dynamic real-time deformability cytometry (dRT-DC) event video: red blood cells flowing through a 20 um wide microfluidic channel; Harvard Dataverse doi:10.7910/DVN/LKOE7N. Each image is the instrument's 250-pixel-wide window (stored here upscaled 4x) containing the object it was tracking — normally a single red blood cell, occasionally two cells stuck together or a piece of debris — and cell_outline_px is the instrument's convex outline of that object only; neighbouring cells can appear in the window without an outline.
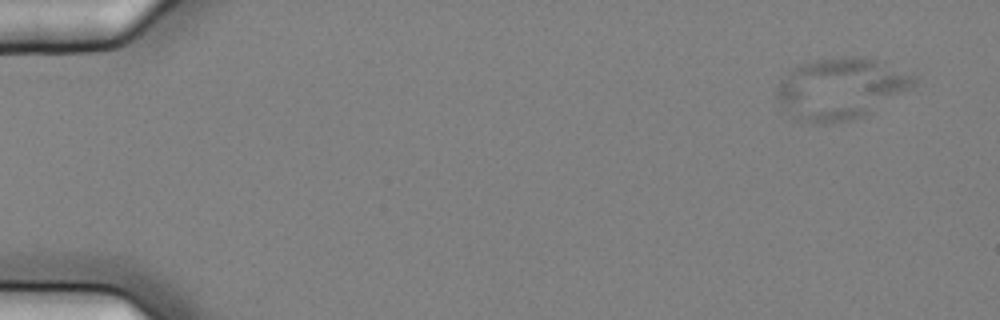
{"species": "common noctule bat (a hibernating species)", "species_latin": "Nyctalus noctula", "temperature_condition": "cold", "stored_images_in_passage": 6, "camera_frame_rate_fps": 3000, "um_per_image_px": 0.085, "animal": {"sex": "female", "body_mass_g": 25.1}, "frame": {"image": 1, "passage_image": 2, "time_ms": 0.333, "image_size_px": [1000, 320], "cell_outline_px": [[916, 84], [912, 88], [872, 112], [864, 116], [852, 120], [824, 124], [792, 116], [780, 104], [776, 96], [776, 88], [780, 80], [792, 68], [800, 64], [816, 60], [844, 56], [864, 56], [880, 60], [916, 76]], "centroid_in_image_um": [71.49, 7.5], "position_along_channel_um": 13.5, "area_um2": 49.01}}